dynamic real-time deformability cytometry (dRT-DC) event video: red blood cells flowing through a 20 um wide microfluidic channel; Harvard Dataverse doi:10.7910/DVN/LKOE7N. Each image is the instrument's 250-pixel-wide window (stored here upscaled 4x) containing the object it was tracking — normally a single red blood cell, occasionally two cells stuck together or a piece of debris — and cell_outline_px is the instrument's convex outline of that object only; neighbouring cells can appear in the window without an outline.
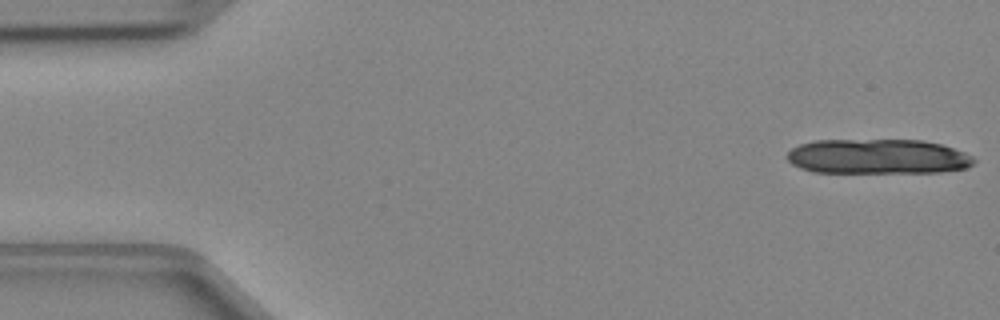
{"species": "Egyptian fruit bat (a non-hibernating species)", "species_latin": "Rousettus aegyptiacus", "temperature_condition": "cold", "stored_images_in_passage": 12, "camera_frame_rate_fps": 3000, "um_per_image_px": 0.085, "animal": {"sex": "female"}, "frame": {"image": 1, "passage_image": 1, "time_ms": 0.0, "image_size_px": [1000, 320], "cell_outline_px": [[976, 160], [968, 168], [940, 172], [812, 172], [800, 168], [792, 164], [784, 156], [792, 148], [800, 144], [816, 140], [924, 140], [940, 144], [964, 152], [972, 156]], "centroid_in_image_um": [74.59, 13.3], "position_along_channel_um": 10.4, "area_um2": 38.09}}